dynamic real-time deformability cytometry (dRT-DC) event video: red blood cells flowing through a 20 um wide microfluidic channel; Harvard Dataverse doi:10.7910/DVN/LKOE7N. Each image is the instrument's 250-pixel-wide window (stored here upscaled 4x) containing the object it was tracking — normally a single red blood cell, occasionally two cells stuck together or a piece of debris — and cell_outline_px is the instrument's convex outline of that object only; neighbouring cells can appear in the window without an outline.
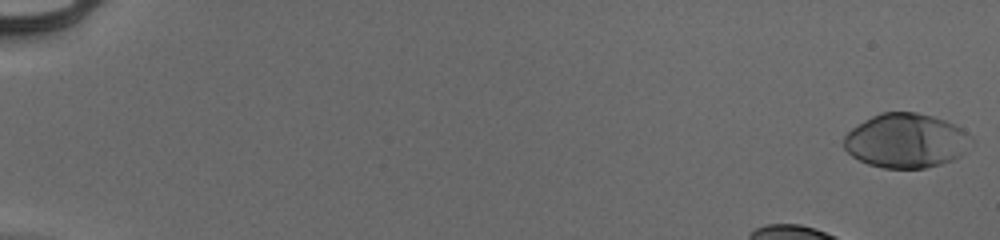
{"species": "human", "species_latin": "Homo sapiens", "temperature_condition": "cold", "stored_images_in_passage": 45, "camera_frame_rate_fps": 3000, "um_per_image_px": 0.085, "donor": {"sex": "male"}, "frame": {"image": 1, "passage_image": 1, "time_ms": 0.0, "image_size_px": [1000, 240], "cell_outline_px": [[972, 140], [964, 152], [960, 156], [952, 160], [940, 164], [924, 168], [884, 168], [868, 164], [852, 156], [844, 148], [844, 136], [852, 128], [864, 120], [872, 116], [884, 112], [916, 112], [932, 116], [944, 120], [960, 128], [972, 136]], "centroid_in_image_um": [77.0, 11.96], "position_along_channel_um": 8.0, "area_um2": 40.11}}
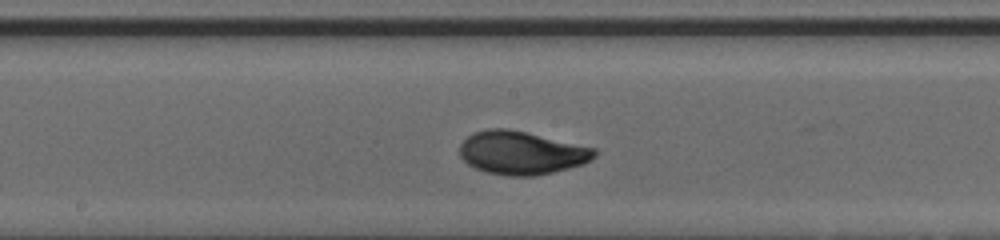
{"frame": {"image": 2, "passage_image": 28, "time_ms": 9.0, "image_size_px": [1000, 240], "cell_outline_px": [[596, 156], [592, 160], [584, 164], [552, 172], [532, 176], [508, 176], [488, 172], [476, 168], [468, 164], [460, 156], [460, 144], [472, 132], [488, 128], [508, 128], [596, 148]], "centroid_in_image_um": [44.33, 12.98], "position_along_channel_um": 203.9, "area_um2": 33.93}}
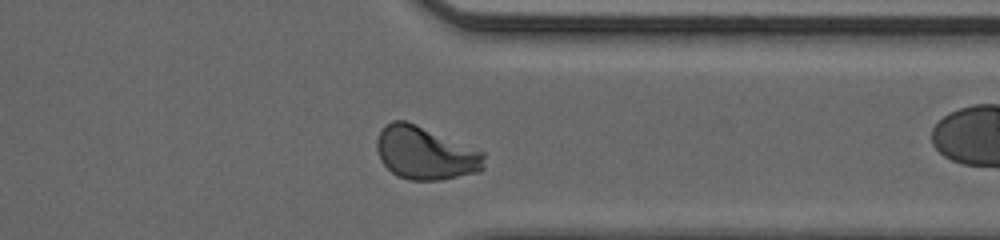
{"frame": {"image": 3, "passage_image": 41, "time_ms": 13.333, "image_size_px": [1000, 240], "cell_outline_px": [[484, 168], [480, 172], [440, 180], [408, 180], [396, 176], [380, 160], [376, 148], [376, 140], [384, 124], [392, 120], [404, 120], [416, 124], [484, 152]], "centroid_in_image_um": [36.13, 13.02], "position_along_channel_um": 375.3, "area_um2": 33.23}, "authors_computed_cell_mechanics": {"area_um2": 33.235, "velocity_mm_per_s": 3.9487, "shape_relaxation_time_tau1_ms": 2.6995, "shape_relaxation_time_tau2_ms": 0.7403, "deformation_change_tau1": 0.1473, "deformation_change_tau2": 0.045}}